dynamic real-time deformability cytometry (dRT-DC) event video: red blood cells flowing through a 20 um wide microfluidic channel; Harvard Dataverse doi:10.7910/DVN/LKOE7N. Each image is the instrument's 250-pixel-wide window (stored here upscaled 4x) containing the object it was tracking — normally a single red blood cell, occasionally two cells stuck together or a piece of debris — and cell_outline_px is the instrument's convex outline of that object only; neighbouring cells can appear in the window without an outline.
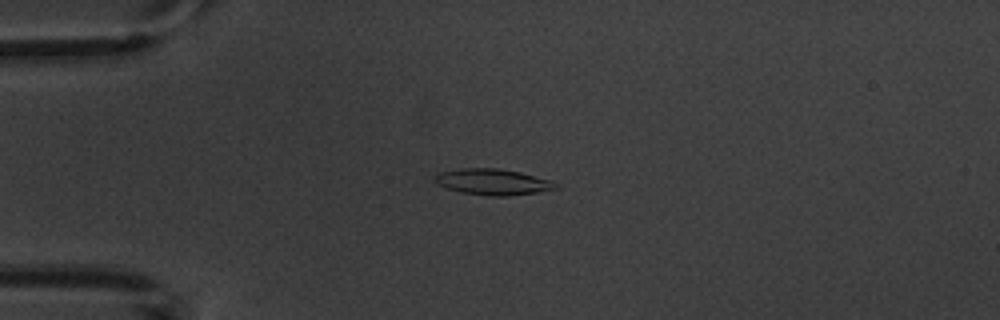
{"species": "common noctule bat (a hibernating species)", "species_latin": "Nyctalus noctula", "temperature_condition": "warm", "stored_images_in_passage": 4, "camera_frame_rate_fps": 3000, "um_per_image_px": 0.085, "animal": {"sex": "male", "body_mass_g": 20.1, "forearm_length_mm": 53.5}, "frame": {"image": 1, "passage_image": 3, "time_ms": 3.333, "image_size_px": [1000, 320], "cell_outline_px": [[560, 188], [540, 192], [508, 196], [488, 196], [460, 192], [436, 184], [436, 172], [460, 168], [496, 168], [520, 172], [552, 180], [560, 184]], "centroid_in_image_um": [41.94, 15.46], "position_along_channel_um": 43.1, "area_um2": 18.61}}